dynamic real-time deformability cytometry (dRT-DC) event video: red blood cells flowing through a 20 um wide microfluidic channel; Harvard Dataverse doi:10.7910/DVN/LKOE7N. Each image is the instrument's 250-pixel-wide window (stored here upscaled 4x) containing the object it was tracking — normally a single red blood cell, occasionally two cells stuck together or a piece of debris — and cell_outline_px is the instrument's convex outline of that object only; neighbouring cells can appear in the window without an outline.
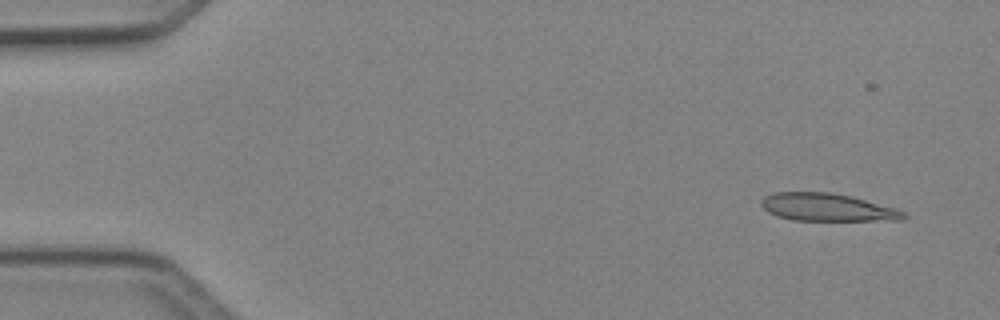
{"species": "Egyptian fruit bat (a non-hibernating species)", "species_latin": "Rousettus aegyptiacus", "temperature_condition": "cold", "stored_images_in_passage": 4, "camera_frame_rate_fps": 3000, "um_per_image_px": 0.085, "animal": {"sex": "female"}, "frame": {"image": 1, "passage_image": 1, "time_ms": 0.0, "image_size_px": [1000, 320], "cell_outline_px": [[908, 216], [904, 220], [792, 220], [776, 216], [768, 212], [760, 204], [760, 200], [764, 196], [772, 192], [832, 192], [852, 196], [896, 208], [904, 212]], "centroid_in_image_um": [70.3, 17.61], "position_along_channel_um": 14.7, "area_um2": 23.18}}
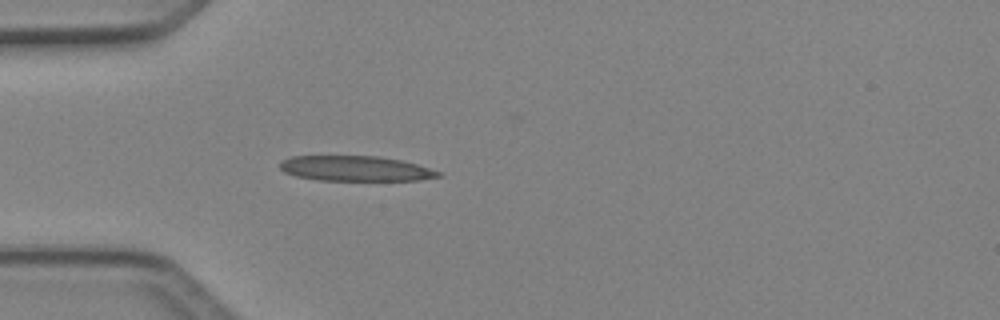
{"frame": {"image": 2, "passage_image": 4, "time_ms": 1.0, "image_size_px": [1000, 320], "cell_outline_px": [[440, 176], [420, 180], [320, 180], [296, 176], [284, 172], [280, 168], [280, 160], [292, 156], [380, 156], [400, 160], [416, 164], [440, 172]], "centroid_in_image_um": [30.17, 14.32], "position_along_channel_um": 54.8, "area_um2": 23.06}}